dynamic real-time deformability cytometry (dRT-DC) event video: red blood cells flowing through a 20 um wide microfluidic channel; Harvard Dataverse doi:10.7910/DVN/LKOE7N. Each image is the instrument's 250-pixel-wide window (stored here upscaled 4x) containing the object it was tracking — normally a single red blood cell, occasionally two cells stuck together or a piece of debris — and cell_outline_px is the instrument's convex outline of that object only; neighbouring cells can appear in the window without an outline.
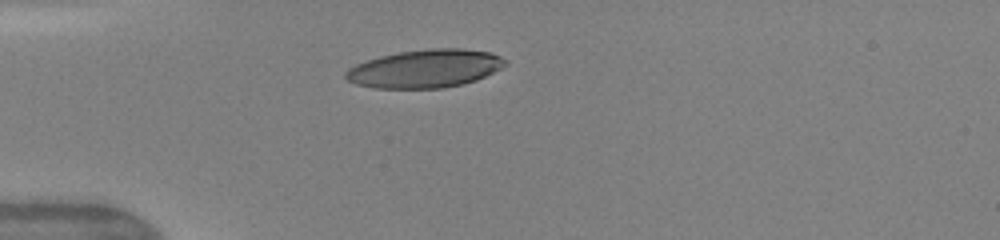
{"species": "human", "species_latin": "Homo sapiens", "temperature_condition": "warm", "stored_images_in_passage": 36, "camera_frame_rate_fps": 3000, "um_per_image_px": 0.085, "donor": {"sex": "female"}, "frame": {"image": 1, "passage_image": 1, "time_ms": 0.0, "image_size_px": [1000, 240], "cell_outline_px": [[508, 64], [476, 80], [444, 88], [376, 88], [356, 84], [348, 80], [344, 76], [344, 72], [348, 68], [356, 64], [380, 56], [400, 52], [428, 48], [464, 48], [488, 52], [500, 56], [508, 60]], "centroid_in_image_um": [36.13, 5.82], "position_along_channel_um": 48.9, "area_um2": 35.37}}
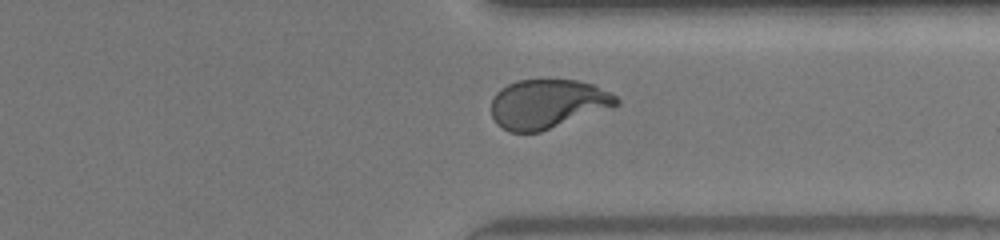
{"frame": {"image": 2, "passage_image": 25, "time_ms": 8.0, "image_size_px": [1000, 240], "cell_outline_px": [[620, 104], [612, 108], [540, 132], [508, 132], [496, 124], [492, 116], [492, 96], [500, 88], [516, 80], [576, 80], [592, 84], [616, 96], [620, 100]], "centroid_in_image_um": [46.53, 8.84], "position_along_channel_um": 364.9, "area_um2": 36.01}}
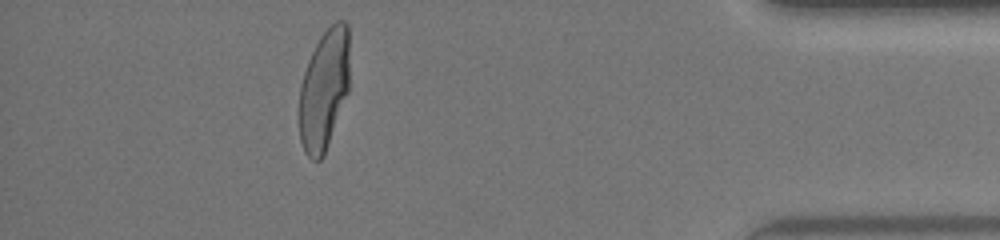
{"frame": {"image": 3, "passage_image": 31, "time_ms": 10.0, "image_size_px": [1000, 240], "cell_outline_px": [[348, 92], [324, 156], [320, 160], [312, 160], [304, 152], [300, 140], [300, 84], [308, 60], [320, 36], [336, 20], [344, 20], [348, 24]], "centroid_in_image_um": [27.54, 7.62], "position_along_channel_um": 407.7, "area_um2": 35.2}, "authors_computed_cell_mechanics": {"area_um2": 36.5874, "velocity_mm_per_s": 4.1874, "shape_relaxation_time_tau1_ms": 4.0433, "shape_relaxation_time_tau2_ms": null, "deformation_change_tau1": 0.223, "deformation_change_tau2": null}}